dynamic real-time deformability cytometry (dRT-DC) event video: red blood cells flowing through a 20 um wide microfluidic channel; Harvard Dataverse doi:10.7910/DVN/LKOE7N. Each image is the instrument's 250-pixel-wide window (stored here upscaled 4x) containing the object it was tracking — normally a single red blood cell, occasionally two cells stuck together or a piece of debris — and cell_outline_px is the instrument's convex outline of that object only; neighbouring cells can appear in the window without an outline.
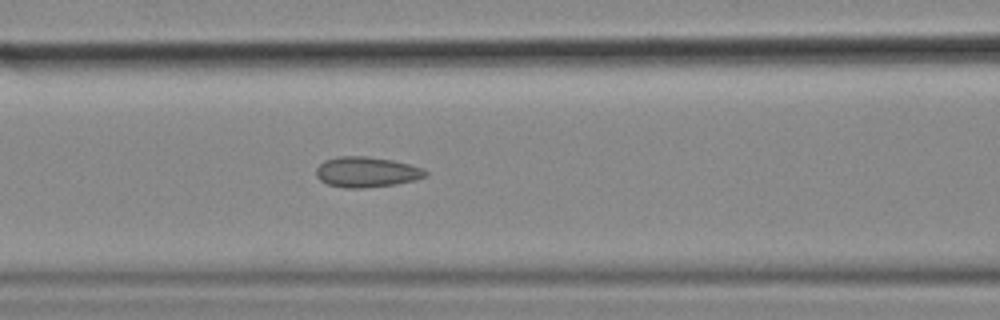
{"species": "common noctule bat (a hibernating species)", "species_latin": "Nyctalus noctula", "temperature_condition": "cold", "stored_images_in_passage": 47, "camera_frame_rate_fps": 3000, "um_per_image_px": 0.085, "animal": {"sex": "female", "body_mass_g": 18.4}, "frame": {"image": 1, "passage_image": 14, "time_ms": 4.333, "image_size_px": [1000, 320], "cell_outline_px": [[428, 176], [396, 184], [364, 188], [344, 188], [328, 184], [320, 180], [316, 176], [316, 168], [324, 160], [340, 156], [364, 156], [392, 160], [424, 168], [428, 172]], "centroid_in_image_um": [31.15, 14.62], "position_along_channel_um": 135.5, "area_um2": 19.36}, "authors_computed_cell_mechanics": {"area_um2": 18.8428, "velocity_mm_per_s": 3.5685, "shape_relaxation_time_tau1_ms": null, "shape_relaxation_time_tau2_ms": 1.8689, "deformation_change_tau1": null, "deformation_change_tau2": 0.0861}}